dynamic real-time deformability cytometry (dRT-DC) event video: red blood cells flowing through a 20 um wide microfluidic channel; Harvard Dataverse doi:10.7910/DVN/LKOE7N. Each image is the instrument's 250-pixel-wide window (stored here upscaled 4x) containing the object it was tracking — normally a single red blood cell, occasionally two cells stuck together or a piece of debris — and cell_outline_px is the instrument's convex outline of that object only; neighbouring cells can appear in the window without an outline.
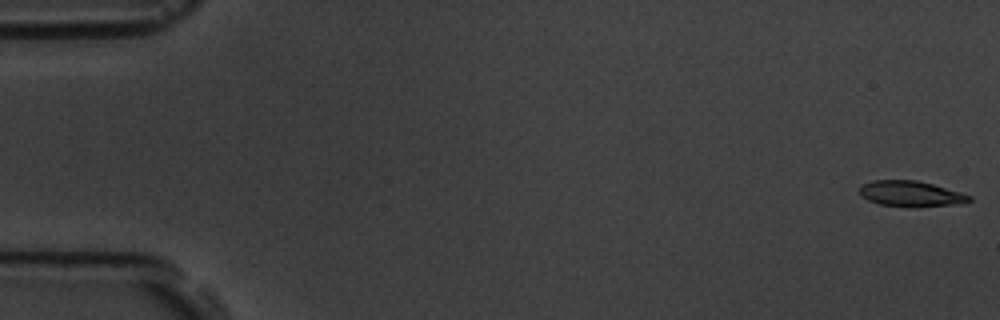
{"species": "common noctule bat (a hibernating species)", "species_latin": "Nyctalus noctula", "temperature_condition": "room temperature", "stored_images_in_passage": 5, "camera_frame_rate_fps": 3000, "um_per_image_px": 0.085, "animal": {"sex": "male", "body_mass_g": 19.5, "forearm_length_mm": 54.6}, "frame": {"image": 1, "passage_image": 1, "time_ms": 0.0, "image_size_px": [1000, 320], "cell_outline_px": [[972, 200], [960, 204], [916, 208], [908, 208], [880, 204], [868, 200], [860, 196], [860, 188], [864, 184], [872, 180], [916, 180], [932, 184], [960, 192], [972, 196]], "centroid_in_image_um": [77.44, 16.49], "position_along_channel_um": 7.6, "area_um2": 16.65}}
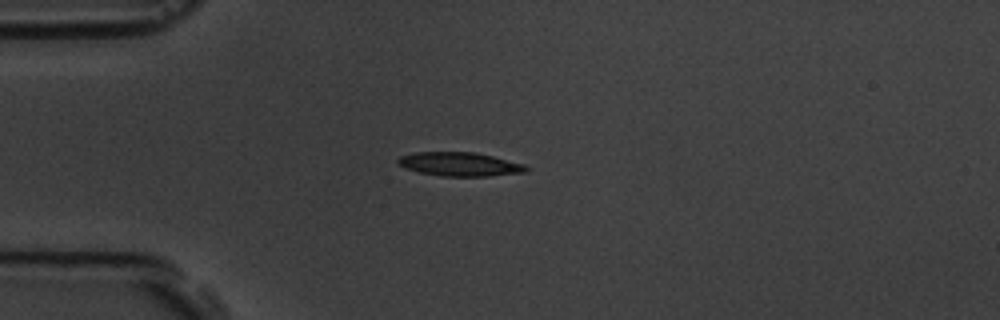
{"frame": {"image": 2, "passage_image": 5, "time_ms": 4.667, "image_size_px": [1000, 320], "cell_outline_px": [[528, 172], [488, 176], [440, 176], [420, 172], [404, 168], [396, 164], [396, 160], [400, 156], [416, 152], [476, 152], [524, 164], [528, 168]], "centroid_in_image_um": [39.05, 13.96], "position_along_channel_um": 46.0, "area_um2": 17.86}}